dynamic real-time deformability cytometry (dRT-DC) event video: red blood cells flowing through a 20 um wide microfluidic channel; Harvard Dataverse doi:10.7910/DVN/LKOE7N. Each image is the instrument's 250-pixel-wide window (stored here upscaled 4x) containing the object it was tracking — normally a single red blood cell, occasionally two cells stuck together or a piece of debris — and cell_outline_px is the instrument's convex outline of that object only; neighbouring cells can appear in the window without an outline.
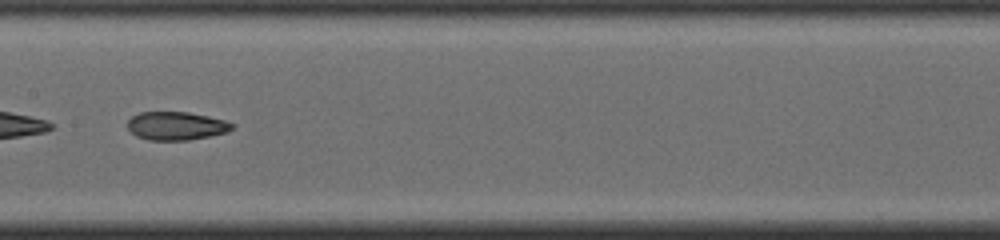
{"species": "common noctule bat (a hibernating species)", "species_latin": "Nyctalus noctula", "temperature_condition": "cold", "stored_images_in_passage": 45, "camera_frame_rate_fps": 3000, "um_per_image_px": 0.085, "animal": {"sex": "male", "body_mass_g": 19.0, "forearm_length_mm": 50.8}, "frame": {"image": 1, "passage_image": 20, "time_ms": 6.333, "image_size_px": [1000, 240], "cell_outline_px": [[236, 124], [228, 132], [188, 140], [148, 140], [136, 136], [128, 128], [128, 120], [132, 116], [140, 112], [188, 112], [208, 116], [224, 120]], "centroid_in_image_um": [14.98, 10.7], "position_along_channel_um": 192.4, "area_um2": 17.22}}
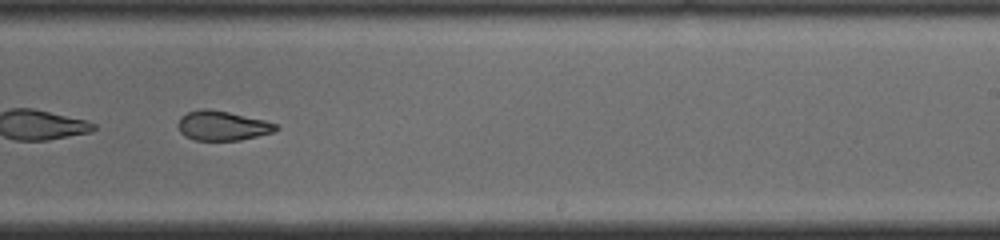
{"frame": {"image": 2, "passage_image": 26, "time_ms": 8.333, "image_size_px": [1000, 240], "cell_outline_px": [[280, 128], [272, 132], [240, 140], [196, 140], [184, 136], [180, 132], [176, 124], [180, 116], [188, 112], [200, 108], [208, 108], [228, 112], [264, 120], [276, 124]], "centroid_in_image_um": [18.84, 10.67], "position_along_channel_um": 270.2, "area_um2": 16.88}, "authors_computed_cell_mechanics": {"area_um2": 19.5942, "velocity_mm_per_s": 3.8984, "shape_relaxation_time_tau1_ms": null, "shape_relaxation_time_tau2_ms": 2.4733, "deformation_change_tau1": null, "deformation_change_tau2": 0.0895}}